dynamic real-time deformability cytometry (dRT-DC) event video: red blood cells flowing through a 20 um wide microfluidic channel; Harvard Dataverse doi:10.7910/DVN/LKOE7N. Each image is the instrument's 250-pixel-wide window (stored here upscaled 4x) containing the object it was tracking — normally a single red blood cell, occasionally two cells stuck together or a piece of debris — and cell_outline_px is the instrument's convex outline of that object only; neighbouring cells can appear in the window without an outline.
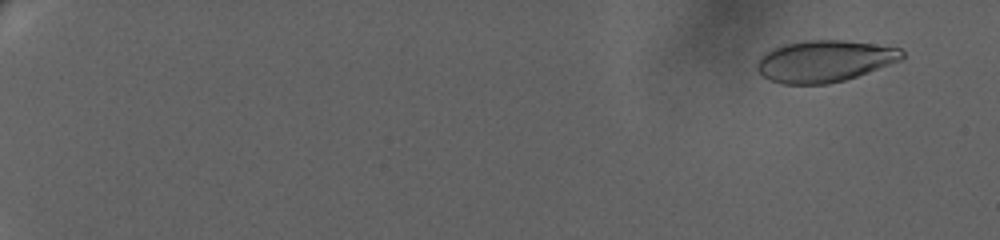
{"species": "human", "species_latin": "Homo sapiens", "temperature_condition": "warm", "stored_images_in_passage": 56, "camera_frame_rate_fps": 3000, "um_per_image_px": 0.085, "donor": {"sex": "female"}, "frame": {"image": 1, "passage_image": 5, "time_ms": 1.333, "image_size_px": [1000, 240], "cell_outline_px": [[904, 56], [900, 60], [868, 72], [844, 80], [828, 84], [780, 84], [768, 80], [756, 68], [756, 64], [760, 56], [772, 48], [784, 44], [812, 40], [840, 40], [872, 44], [900, 48], [904, 52]], "centroid_in_image_um": [70.04, 5.2], "position_along_channel_um": 15.0, "area_um2": 34.97}}
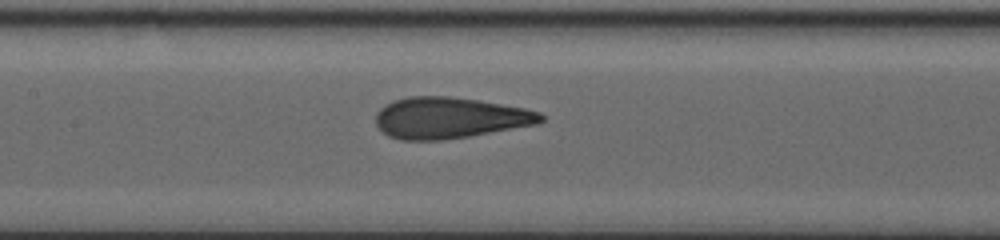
{"frame": {"image": 2, "passage_image": 33, "time_ms": 12.0, "image_size_px": [1000, 240], "cell_outline_px": [[544, 120], [540, 124], [444, 140], [400, 140], [388, 136], [376, 124], [376, 112], [380, 108], [396, 100], [408, 96], [448, 96], [476, 100], [524, 108], [540, 112], [544, 116]], "centroid_in_image_um": [38.23, 10.02], "position_along_channel_um": 169.2, "area_um2": 39.48}}
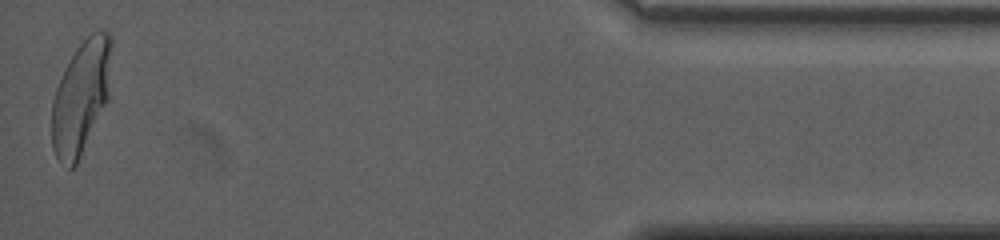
{"frame": {"image": 3, "passage_image": 56, "time_ms": 21.333, "image_size_px": [1000, 240], "cell_outline_px": [[112, 48], [108, 96], [80, 156], [76, 164], [72, 168], [68, 168], [56, 156], [52, 148], [52, 100], [56, 88], [64, 68], [76, 48], [92, 32], [100, 28], [108, 32], [112, 36]], "centroid_in_image_um": [6.88, 8.18], "position_along_channel_um": 428.3, "area_um2": 38.96}, "authors_computed_cell_mechanics": {"area_um2": 38.6682, "velocity_mm_per_s": 3.4352, "shape_relaxation_time_tau1_ms": 8.5322, "shape_relaxation_time_tau2_ms": null, "deformation_change_tau1": 0.2608, "deformation_change_tau2": null}}